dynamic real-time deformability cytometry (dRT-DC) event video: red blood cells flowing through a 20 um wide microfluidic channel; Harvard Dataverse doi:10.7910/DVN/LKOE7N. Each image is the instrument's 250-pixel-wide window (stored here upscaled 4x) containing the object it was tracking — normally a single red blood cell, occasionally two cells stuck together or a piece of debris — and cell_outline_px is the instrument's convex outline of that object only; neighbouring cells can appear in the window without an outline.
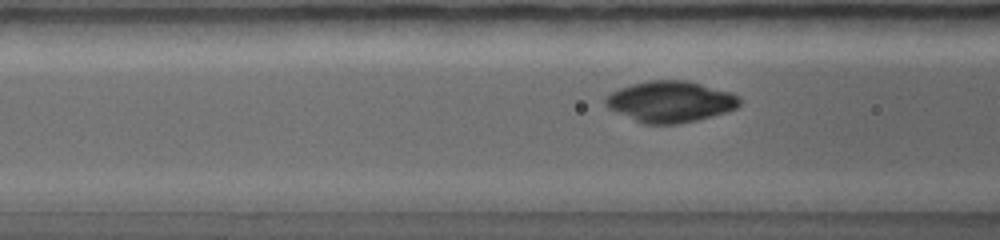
{"species": "common noctule bat (a hibernating species)", "species_latin": "Nyctalus noctula", "temperature_condition": "warm", "stored_images_in_passage": 23, "camera_frame_rate_fps": 5000, "um_per_image_px": 0.085, "animal": {"sex": "female", "body_mass_g": 19.0, "forearm_length_mm": 56.7}, "frame": {"image": 1, "passage_image": 9, "time_ms": 3.2, "image_size_px": [1000, 240], "cell_outline_px": [[740, 104], [736, 108], [728, 112], [696, 120], [676, 124], [644, 124], [608, 108], [604, 104], [604, 100], [612, 92], [620, 88], [632, 84], [648, 80], [684, 80], [732, 92], [740, 100]], "centroid_in_image_um": [56.98, 8.64], "position_along_channel_um": 109.6, "area_um2": 31.91}}
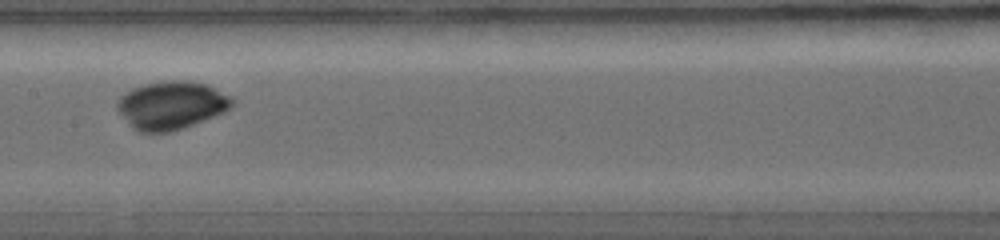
{"frame": {"image": 2, "passage_image": 13, "time_ms": 4.6, "image_size_px": [1000, 240], "cell_outline_px": [[236, 104], [224, 112], [192, 124], [168, 132], [136, 132], [132, 128], [116, 108], [116, 104], [120, 96], [132, 88], [148, 84], [172, 80], [188, 80], [204, 84], [236, 100]], "centroid_in_image_um": [14.54, 8.95], "position_along_channel_um": 192.9, "area_um2": 31.73}}
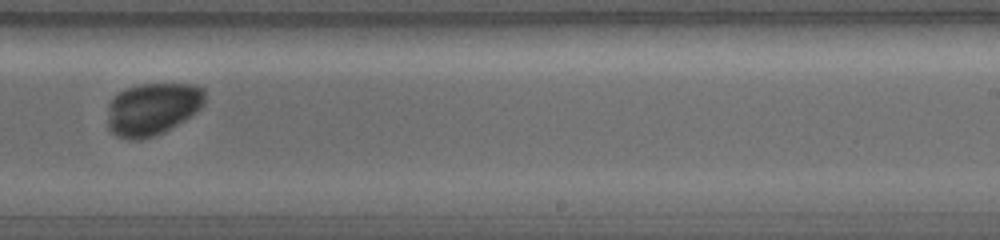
{"frame": {"image": 3, "passage_image": 17, "time_ms": 6.0, "image_size_px": [1000, 240], "cell_outline_px": [[204, 104], [196, 112], [184, 120], [164, 132], [140, 140], [128, 140], [116, 136], [108, 128], [108, 104], [120, 92], [128, 88], [140, 84], [192, 84], [204, 88]], "centroid_in_image_um": [12.96, 9.27], "position_along_channel_um": 276.0, "area_um2": 29.65}}